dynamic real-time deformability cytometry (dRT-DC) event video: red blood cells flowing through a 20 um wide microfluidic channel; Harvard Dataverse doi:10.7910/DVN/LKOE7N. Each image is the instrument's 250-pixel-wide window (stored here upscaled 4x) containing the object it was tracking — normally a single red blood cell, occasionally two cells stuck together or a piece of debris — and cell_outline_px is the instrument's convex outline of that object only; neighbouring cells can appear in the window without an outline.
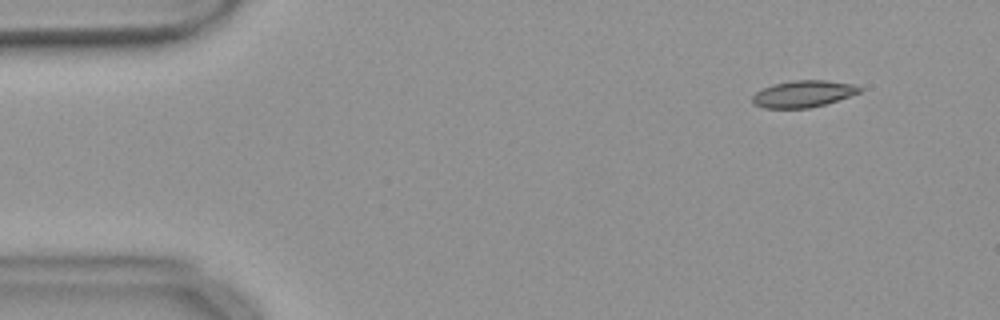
{"species": "common noctule bat (a hibernating species)", "species_latin": "Nyctalus noctula", "temperature_condition": "warm", "stored_images_in_passage": 54, "camera_frame_rate_fps": 3000, "um_per_image_px": 0.085, "animal": {"sex": "female", "body_mass_g": 18.4}, "frame": {"image": 1, "passage_image": 5, "time_ms": 1.333, "image_size_px": [1000, 320], "cell_outline_px": [[860, 92], [824, 104], [808, 108], [764, 108], [752, 104], [752, 96], [756, 92], [772, 84], [792, 80], [828, 80], [852, 84], [860, 88]], "centroid_in_image_um": [68.21, 7.97], "position_along_channel_um": 16.8, "area_um2": 16.53}}
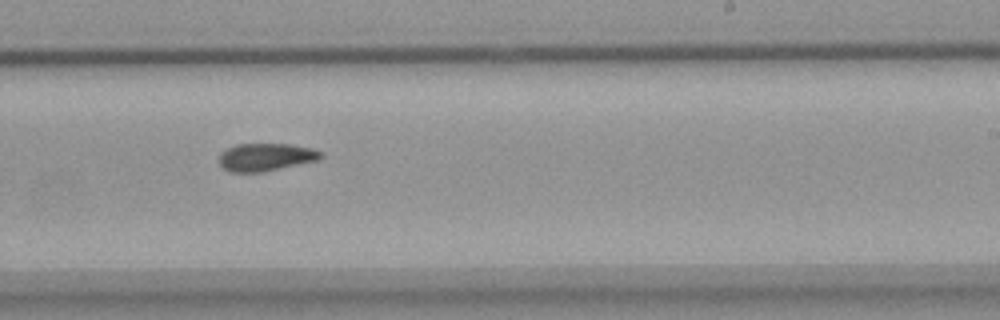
{"frame": {"image": 2, "passage_image": 33, "time_ms": 10.667, "image_size_px": [1000, 320], "cell_outline_px": [[324, 156], [316, 160], [260, 172], [232, 172], [224, 168], [220, 164], [220, 152], [236, 144], [292, 144], [312, 148], [324, 152]], "centroid_in_image_um": [22.6, 13.33], "position_along_channel_um": 266.4, "area_um2": 16.24}}
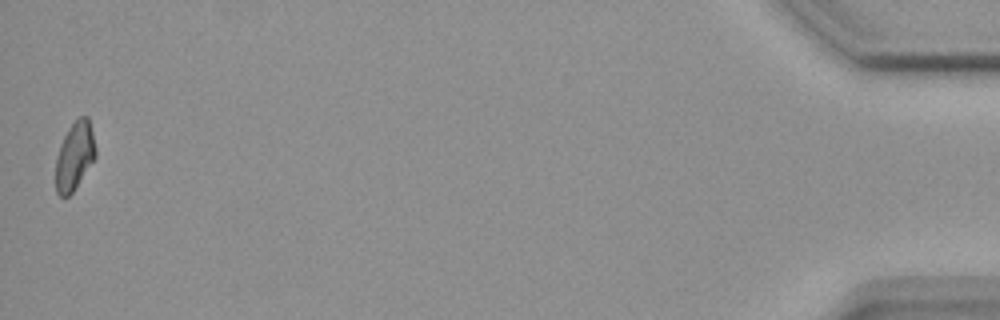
{"frame": {"image": 3, "passage_image": 54, "time_ms": 17.667, "image_size_px": [1000, 320], "cell_outline_px": [[96, 156], [72, 192], [68, 196], [60, 196], [56, 192], [56, 160], [60, 144], [68, 128], [80, 116], [88, 116], [96, 148]], "centroid_in_image_um": [6.34, 13.24], "position_along_channel_um": 428.9, "area_um2": 15.55}, "authors_computed_cell_mechanics": {"area_um2": 16.6753, "velocity_mm_per_s": 3.6882, "shape_relaxation_time_tau1_ms": null, "shape_relaxation_time_tau2_ms": 7.8686, "deformation_change_tau1": null, "deformation_change_tau2": 0.1249}}